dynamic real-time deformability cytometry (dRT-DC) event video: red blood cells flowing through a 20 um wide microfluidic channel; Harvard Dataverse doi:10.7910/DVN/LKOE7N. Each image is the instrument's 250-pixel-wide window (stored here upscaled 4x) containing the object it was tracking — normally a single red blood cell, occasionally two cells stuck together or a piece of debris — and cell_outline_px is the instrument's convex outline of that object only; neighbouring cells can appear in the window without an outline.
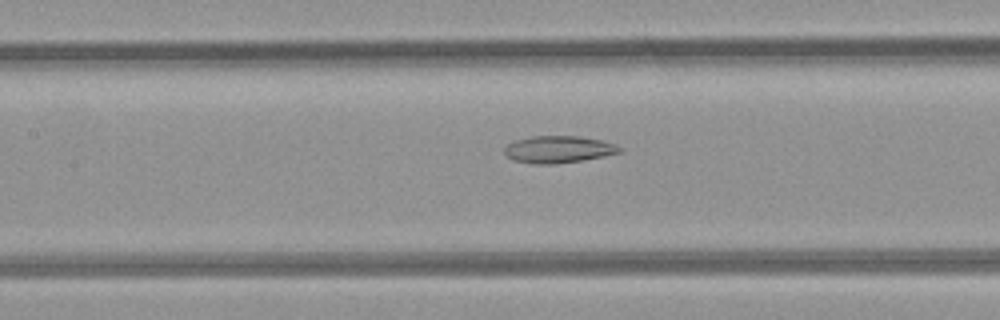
{"species": "common noctule bat (a hibernating species)", "species_latin": "Nyctalus noctula", "temperature_condition": "room temperature", "stored_images_in_passage": 34, "camera_frame_rate_fps": 3000, "um_per_image_px": 0.085, "animal": {"sex": "female", "body_mass_g": 21.9}, "frame": {"image": 1, "passage_image": 8, "time_ms": 2.333, "image_size_px": [1000, 320], "cell_outline_px": [[624, 148], [620, 152], [604, 156], [584, 160], [552, 164], [532, 164], [512, 160], [504, 156], [504, 148], [508, 144], [516, 140], [532, 136], [580, 136], [604, 140], [616, 144]], "centroid_in_image_um": [47.47, 12.7], "position_along_channel_um": 159.9, "area_um2": 18.44}}
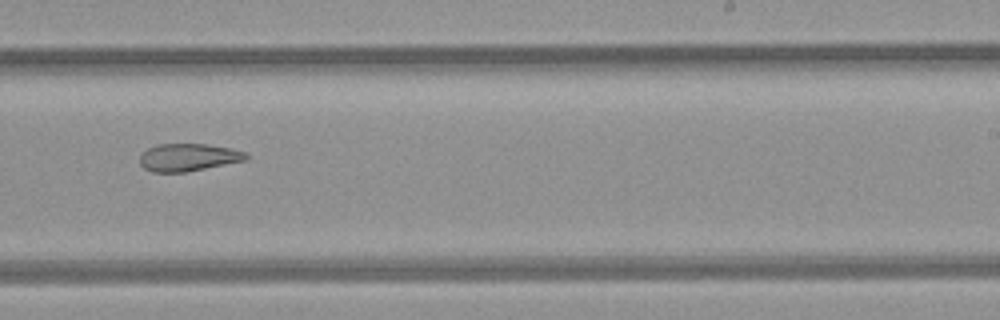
{"frame": {"image": 2, "passage_image": 16, "time_ms": 5.0, "image_size_px": [1000, 320], "cell_outline_px": [[248, 160], [184, 172], [152, 172], [144, 168], [140, 164], [140, 156], [148, 148], [156, 144], [208, 144], [228, 148], [244, 152], [248, 156]], "centroid_in_image_um": [15.99, 13.37], "position_along_channel_um": 273.0, "area_um2": 16.94}}
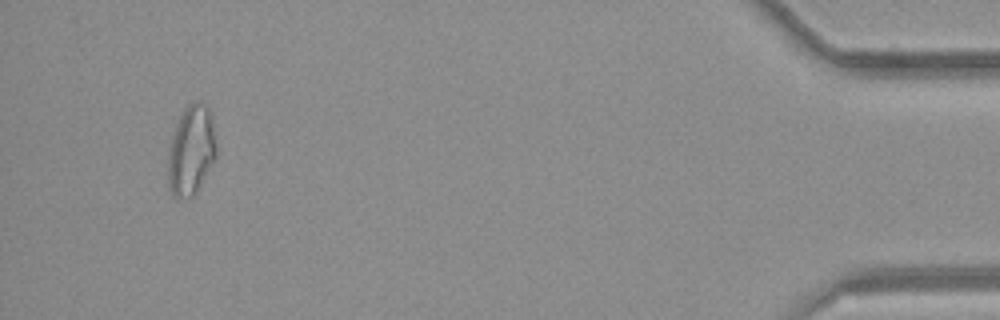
{"frame": {"image": 3, "passage_image": 32, "time_ms": 10.333, "image_size_px": [1000, 320], "cell_outline_px": [[216, 156], [192, 196], [176, 196], [168, 188], [168, 160], [172, 136], [176, 124], [184, 108], [188, 104], [196, 100], [200, 100], [208, 104], [212, 112], [216, 148]], "centroid_in_image_um": [16.26, 12.66], "position_along_channel_um": 418.9, "area_um2": 24.91}, "authors_computed_cell_mechanics": {"area_um2": 19.1318, "velocity_mm_per_s": 4.2614, "shape_relaxation_time_tau1_ms": null, "shape_relaxation_time_tau2_ms": 7.8018, "deformation_change_tau1": null, "deformation_change_tau2": 0.1945}}